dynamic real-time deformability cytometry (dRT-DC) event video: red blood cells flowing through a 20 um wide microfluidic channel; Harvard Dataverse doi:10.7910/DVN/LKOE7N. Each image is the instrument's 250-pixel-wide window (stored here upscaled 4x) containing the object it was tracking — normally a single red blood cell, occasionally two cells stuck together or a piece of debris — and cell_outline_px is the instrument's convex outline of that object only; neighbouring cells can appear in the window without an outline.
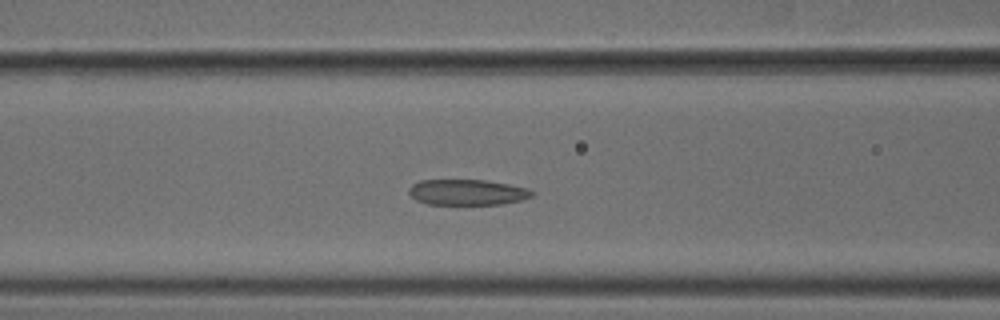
{"species": "common noctule bat (a hibernating species)", "species_latin": "Nyctalus noctula", "temperature_condition": "cold", "stored_images_in_passage": 21, "camera_frame_rate_fps": 3000, "um_per_image_px": 0.085, "animal": {"sex": "male", "body_mass_g": 18.8}, "frame": {"image": 1, "passage_image": 21, "time_ms": 6.667, "image_size_px": [1000, 320], "cell_outline_px": [[536, 192], [532, 196], [520, 200], [504, 204], [428, 204], [416, 200], [408, 192], [408, 188], [412, 184], [420, 180], [484, 180], [508, 184], [528, 188]], "centroid_in_image_um": [39.72, 16.34], "position_along_channel_um": 126.9, "area_um2": 18.44}}